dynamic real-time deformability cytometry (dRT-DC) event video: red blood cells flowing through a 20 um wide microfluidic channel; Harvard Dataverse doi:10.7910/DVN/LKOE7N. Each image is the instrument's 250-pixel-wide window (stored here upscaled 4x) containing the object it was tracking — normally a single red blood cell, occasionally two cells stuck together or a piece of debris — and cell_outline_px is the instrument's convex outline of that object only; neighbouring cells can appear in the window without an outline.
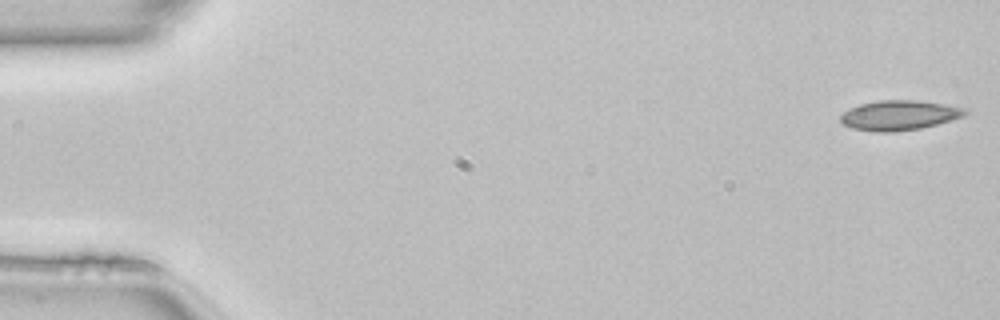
{"species": "common noctule bat (a hibernating species)", "species_latin": "Nyctalus noctula", "temperature_condition": "room temperature", "stored_images_in_passage": 49, "camera_frame_rate_fps": 3000, "um_per_image_px": 0.085, "animal": {"sex": "female", "body_mass_g": 22.7, "forearm_length_mm": 54.2}, "frame": {"image": 1, "passage_image": 1, "time_ms": 0.0, "image_size_px": [1000, 320], "cell_outline_px": [[968, 112], [964, 116], [936, 124], [920, 128], [892, 132], [872, 132], [852, 128], [844, 124], [840, 120], [840, 116], [844, 112], [860, 104], [880, 100], [916, 100], [944, 104], [968, 108]], "centroid_in_image_um": [76.45, 9.8], "position_along_channel_um": 8.6, "area_um2": 21.56}}
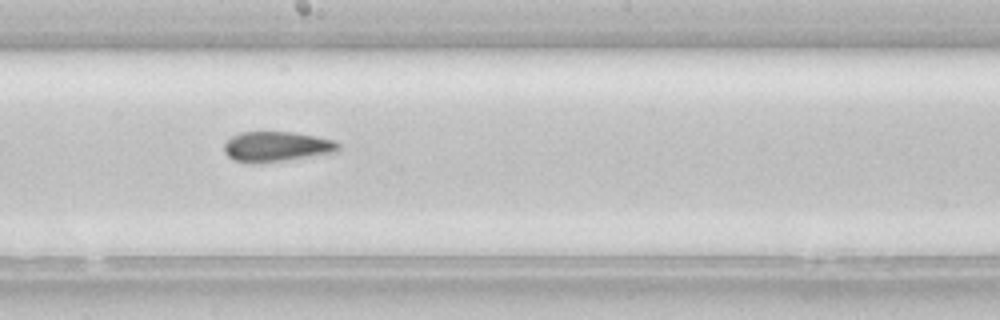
{"frame": {"image": 2, "passage_image": 27, "time_ms": 8.667, "image_size_px": [1000, 320], "cell_outline_px": [[340, 148], [336, 152], [280, 160], [236, 160], [228, 156], [224, 152], [224, 144], [232, 136], [240, 132], [292, 132], [316, 136], [332, 140], [340, 144]], "centroid_in_image_um": [23.54, 12.4], "position_along_channel_um": 224.7, "area_um2": 19.07}}
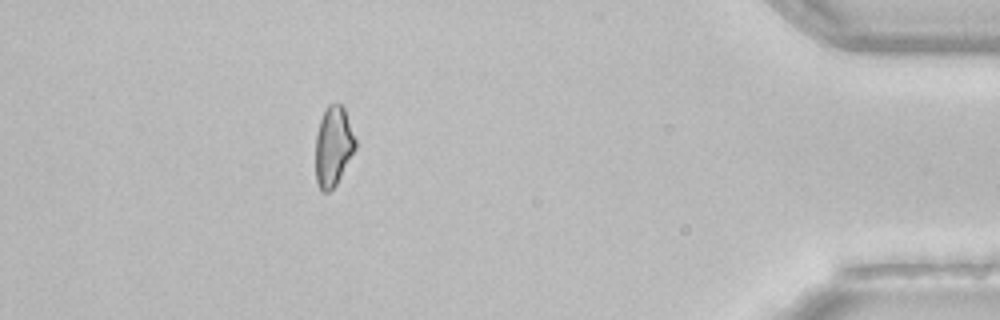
{"frame": {"image": 3, "passage_image": 44, "time_ms": 14.333, "image_size_px": [1000, 320], "cell_outline_px": [[356, 148], [336, 184], [328, 192], [320, 192], [316, 180], [316, 132], [320, 120], [328, 104], [336, 100], [344, 108], [356, 140]], "centroid_in_image_um": [28.32, 12.41], "position_along_channel_um": 406.9, "area_um2": 18.55}, "authors_computed_cell_mechanics": {"area_um2": 19.9988, "velocity_mm_per_s": 4.1354, "shape_relaxation_time_tau1_ms": null, "shape_relaxation_time_tau2_ms": 4.5445, "deformation_change_tau1": null, "deformation_change_tau2": 0.1072}}